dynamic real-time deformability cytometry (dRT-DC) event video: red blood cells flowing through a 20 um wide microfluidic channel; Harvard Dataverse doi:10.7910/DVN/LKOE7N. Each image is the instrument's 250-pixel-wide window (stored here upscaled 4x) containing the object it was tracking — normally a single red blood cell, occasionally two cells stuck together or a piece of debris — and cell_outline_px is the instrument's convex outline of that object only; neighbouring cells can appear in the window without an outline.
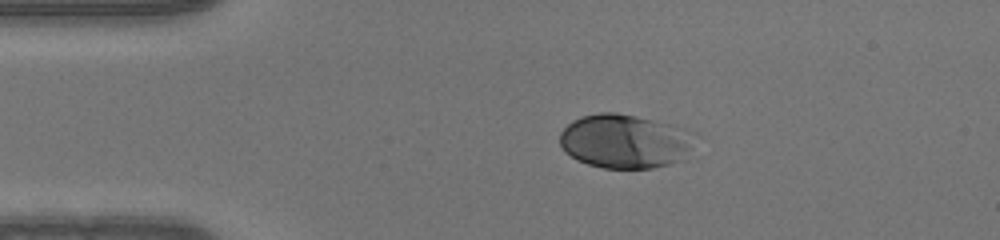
{"species": "human", "species_latin": "Homo sapiens", "temperature_condition": "warm", "stored_images_in_passage": 41, "camera_frame_rate_fps": 3000, "um_per_image_px": 0.085, "donor": {"sex": "male"}, "frame": {"image": 1, "passage_image": 1, "time_ms": 0.0, "image_size_px": [1000, 240], "cell_outline_px": [[700, 136], [684, 160], [652, 168], [604, 168], [588, 164], [576, 160], [564, 152], [560, 144], [560, 132], [572, 120], [580, 116], [600, 112], [616, 112], [636, 116], [668, 124], [696, 132]], "centroid_in_image_um": [53.15, 12.01], "position_along_channel_um": 31.8, "area_um2": 43.18}}
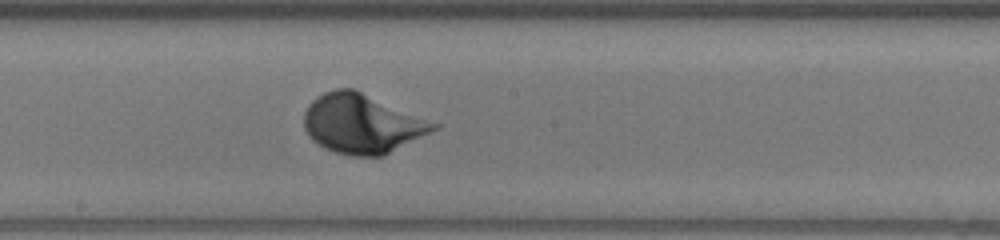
{"frame": {"image": 2, "passage_image": 18, "time_ms": 5.667, "image_size_px": [1000, 240], "cell_outline_px": [[440, 128], [384, 156], [352, 156], [336, 152], [324, 148], [312, 140], [308, 136], [304, 128], [304, 112], [308, 104], [316, 96], [324, 92], [336, 88], [352, 88], [440, 124]], "centroid_in_image_um": [30.77, 10.52], "position_along_channel_um": 217.4, "area_um2": 44.91}}
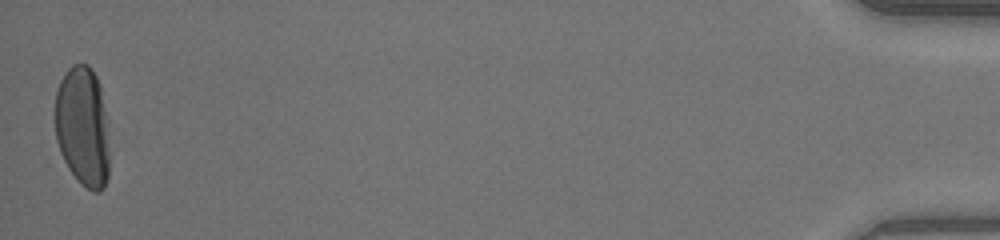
{"frame": {"image": 3, "passage_image": 41, "time_ms": 13.333, "image_size_px": [1000, 240], "cell_outline_px": [[108, 176], [104, 188], [100, 192], [92, 192], [80, 184], [68, 168], [60, 152], [56, 140], [56, 88], [60, 80], [68, 68], [72, 64], [88, 64], [92, 68], [100, 84], [104, 108], [108, 152]], "centroid_in_image_um": [7.01, 10.77], "position_along_channel_um": 428.2, "area_um2": 38.03}}